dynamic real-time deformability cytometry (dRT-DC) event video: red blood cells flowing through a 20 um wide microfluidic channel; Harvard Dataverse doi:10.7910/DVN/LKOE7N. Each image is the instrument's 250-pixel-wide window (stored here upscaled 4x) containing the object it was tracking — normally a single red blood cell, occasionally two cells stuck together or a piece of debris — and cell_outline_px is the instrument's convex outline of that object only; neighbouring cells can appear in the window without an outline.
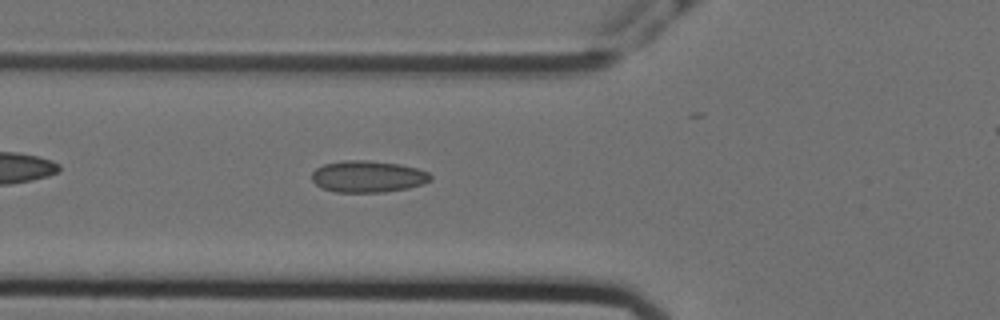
{"species": "Egyptian fruit bat (a non-hibernating species)", "species_latin": "Rousettus aegyptiacus", "temperature_condition": "cold", "stored_images_in_passage": 38, "camera_frame_rate_fps": 3000, "um_per_image_px": 0.085, "animal": {"sex": "female"}, "frame": {"image": 1, "passage_image": 7, "time_ms": 2.0, "image_size_px": [1000, 320], "cell_outline_px": [[432, 180], [424, 184], [408, 188], [384, 192], [336, 192], [320, 188], [312, 180], [312, 172], [316, 168], [324, 164], [344, 160], [368, 160], [400, 164], [416, 168], [428, 172], [432, 176]], "centroid_in_image_um": [31.27, 15.0], "position_along_channel_um": 94.5, "area_um2": 22.08}}
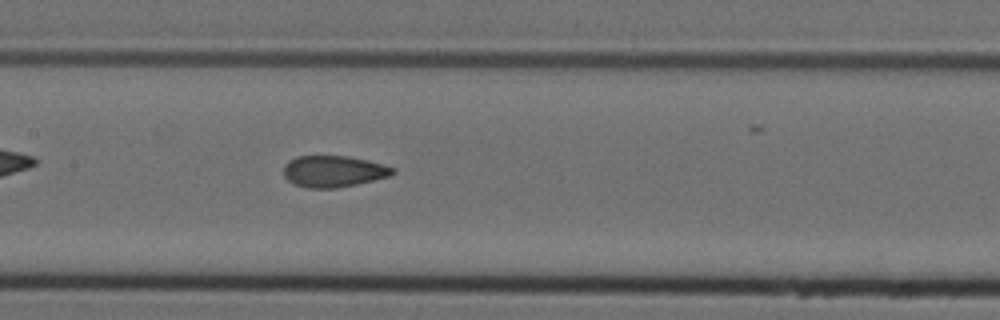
{"frame": {"image": 2, "passage_image": 14, "time_ms": 4.333, "image_size_px": [1000, 320], "cell_outline_px": [[396, 172], [392, 176], [356, 184], [336, 188], [308, 188], [296, 184], [288, 180], [284, 176], [284, 164], [288, 160], [296, 156], [348, 156], [368, 160], [396, 168]], "centroid_in_image_um": [28.37, 14.56], "position_along_channel_um": 179.0, "area_um2": 20.11}}
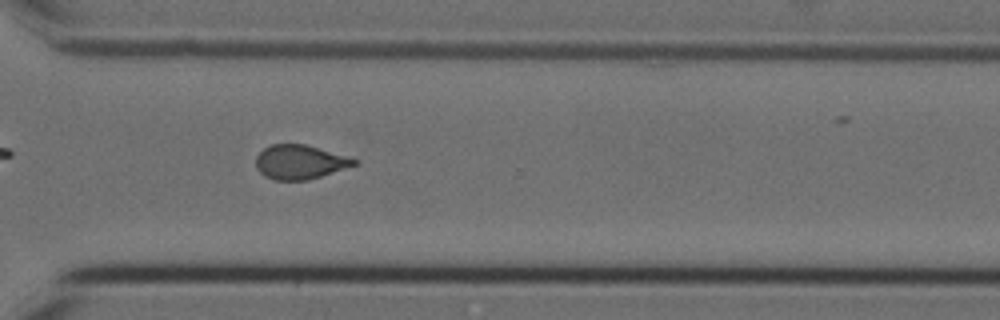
{"frame": {"image": 3, "passage_image": 28, "time_ms": 9.0, "image_size_px": [1000, 320], "cell_outline_px": [[360, 160], [356, 164], [308, 180], [276, 180], [264, 176], [256, 168], [256, 156], [264, 148], [272, 144], [304, 144]], "centroid_in_image_um": [25.45, 13.77], "position_along_channel_um": 345.2, "area_um2": 19.31}, "authors_computed_cell_mechanics": {"area_um2": 20.3167, "velocity_mm_per_s": 3.5829, "shape_relaxation_time_tau1_ms": 10.0321, "shape_relaxation_time_tau2_ms": 1.8587, "deformation_change_tau1": 0.182, "deformation_change_tau2": 0.0646}}